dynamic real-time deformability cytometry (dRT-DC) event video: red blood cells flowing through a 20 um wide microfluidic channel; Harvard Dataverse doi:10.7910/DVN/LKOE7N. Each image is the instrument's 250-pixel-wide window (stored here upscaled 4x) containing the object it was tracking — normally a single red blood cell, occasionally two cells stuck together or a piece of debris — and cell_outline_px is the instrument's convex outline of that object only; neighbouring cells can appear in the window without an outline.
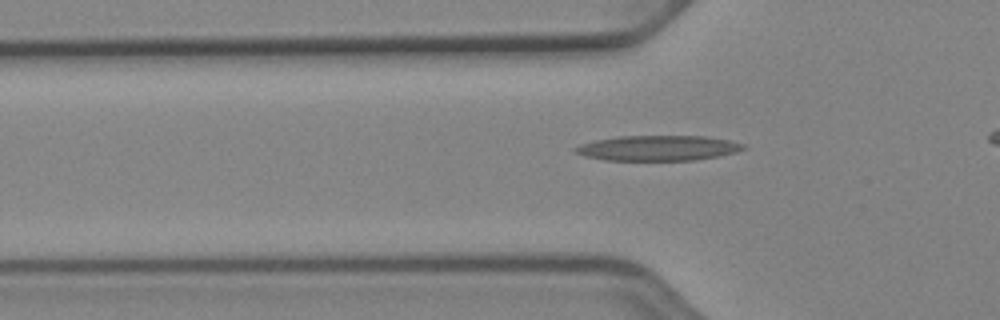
{"species": "Egyptian fruit bat (a non-hibernating species)", "species_latin": "Rousettus aegyptiacus", "temperature_condition": "cold", "stored_images_in_passage": 30, "camera_frame_rate_fps": 3000, "um_per_image_px": 0.085, "animal": {"sex": "female"}, "frame": {"image": 1, "passage_image": 2, "time_ms": 0.333, "image_size_px": [1000, 320], "cell_outline_px": [[744, 148], [736, 152], [716, 156], [692, 160], [604, 160], [584, 156], [572, 152], [572, 148], [580, 144], [596, 140], [616, 136], [704, 136], [728, 140], [744, 144]], "centroid_in_image_um": [55.84, 12.58], "position_along_channel_um": 70.0, "area_um2": 24.62}}
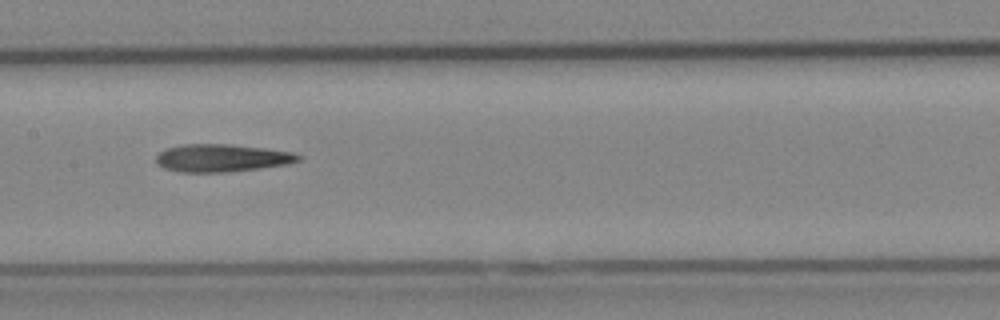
{"frame": {"image": 2, "passage_image": 11, "time_ms": 3.333, "image_size_px": [1000, 320], "cell_outline_px": [[304, 156], [300, 160], [288, 164], [224, 172], [180, 172], [164, 168], [156, 164], [156, 156], [164, 148], [184, 144], [232, 144], [264, 148], [292, 152]], "centroid_in_image_um": [18.83, 13.42], "position_along_channel_um": 188.6, "area_um2": 22.95}}
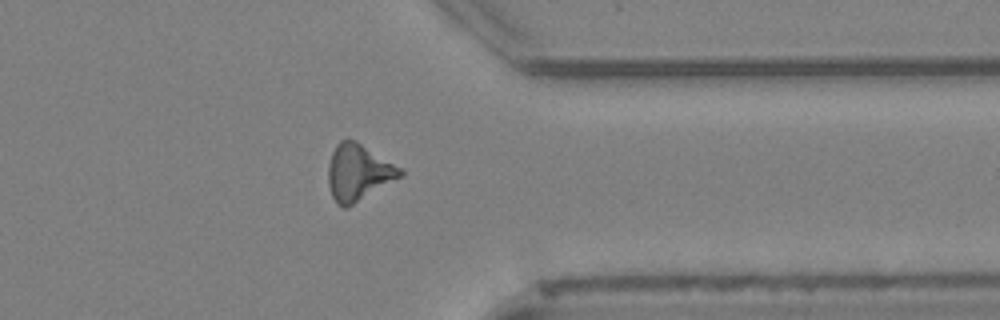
{"frame": {"image": 3, "passage_image": 26, "time_ms": 8.333, "image_size_px": [1000, 320], "cell_outline_px": [[404, 172], [400, 176], [348, 208], [344, 208], [332, 196], [328, 184], [328, 164], [332, 152], [336, 144], [340, 140], [356, 140], [404, 168]], "centroid_in_image_um": [30.46, 14.63], "position_along_channel_um": 380.9, "area_um2": 23.64}}